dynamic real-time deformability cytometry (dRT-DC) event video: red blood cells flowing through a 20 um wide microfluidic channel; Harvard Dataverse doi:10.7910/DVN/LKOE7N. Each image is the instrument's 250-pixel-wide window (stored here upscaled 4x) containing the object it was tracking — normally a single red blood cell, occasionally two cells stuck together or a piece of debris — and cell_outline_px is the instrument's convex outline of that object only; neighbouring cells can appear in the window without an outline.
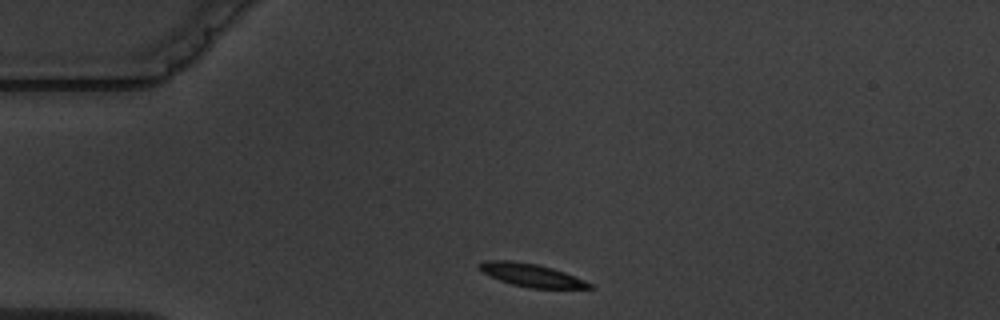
{"species": "common noctule bat (a hibernating species)", "species_latin": "Nyctalus noctula", "temperature_condition": "warm", "stored_images_in_passage": 2, "camera_frame_rate_fps": 3000, "um_per_image_px": 0.085, "animal": {"sex": "male", "body_mass_g": 19.5, "forearm_length_mm": 54.6}, "frame": {"image": 1, "passage_image": 1, "time_ms": 0.0, "image_size_px": [1000, 320], "cell_outline_px": [[596, 288], [528, 288], [512, 284], [500, 280], [480, 272], [476, 268], [476, 264], [488, 260], [512, 260], [540, 264], [564, 272], [584, 280], [592, 284]], "centroid_in_image_um": [45.1, 23.37], "position_along_channel_um": 39.9, "area_um2": 14.97}}